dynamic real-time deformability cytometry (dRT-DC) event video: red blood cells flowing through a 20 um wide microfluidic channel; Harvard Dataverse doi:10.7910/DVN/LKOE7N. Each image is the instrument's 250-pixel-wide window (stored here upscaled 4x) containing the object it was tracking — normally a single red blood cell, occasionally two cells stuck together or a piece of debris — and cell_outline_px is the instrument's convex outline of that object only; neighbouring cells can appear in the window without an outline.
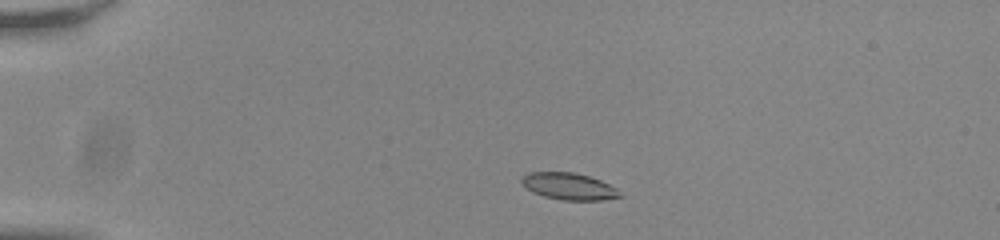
{"species": "common noctule bat (a hibernating species)", "species_latin": "Nyctalus noctula", "temperature_condition": "room temperature", "stored_images_in_passage": 49, "camera_frame_rate_fps": 3000, "um_per_image_px": 0.085, "animal": {"sex": "male", "body_mass_g": 20.0, "forearm_length_mm": 53.3}, "frame": {"image": 1, "passage_image": 7, "time_ms": 2.0, "image_size_px": [1000, 240], "cell_outline_px": [[624, 196], [600, 200], [560, 200], [544, 196], [532, 192], [520, 180], [528, 172], [572, 172], [588, 176], [600, 180], [616, 188]], "centroid_in_image_um": [48.37, 15.84], "position_along_channel_um": 36.6, "area_um2": 15.2}}
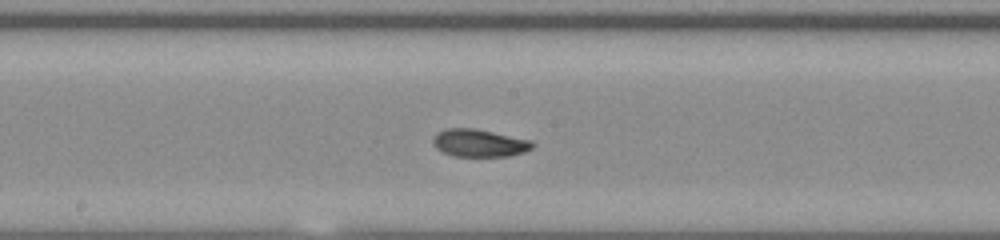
{"frame": {"image": 2, "passage_image": 25, "time_ms": 8.0, "image_size_px": [1000, 240], "cell_outline_px": [[536, 144], [532, 148], [524, 152], [512, 156], [452, 156], [436, 148], [432, 144], [432, 140], [436, 132], [444, 128], [472, 128], [532, 140]], "centroid_in_image_um": [40.73, 12.16], "position_along_channel_um": 207.5, "area_um2": 16.13}}
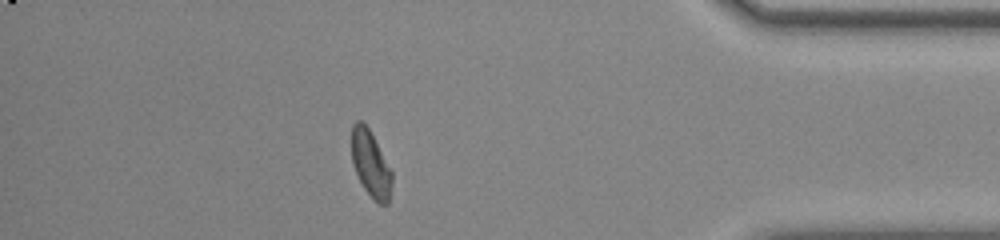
{"frame": {"image": 3, "passage_image": 43, "time_ms": 14.0, "image_size_px": [1000, 240], "cell_outline_px": [[392, 184], [388, 204], [380, 204], [364, 188], [352, 164], [352, 124], [356, 120], [360, 120], [368, 128], [392, 172]], "centroid_in_image_um": [31.5, 13.93], "position_along_channel_um": 403.7, "area_um2": 15.14}, "authors_computed_cell_mechanics": {"area_um2": 15.7794, "velocity_mm_per_s": 3.8167, "shape_relaxation_time_tau1_ms": 6.0224, "shape_relaxation_time_tau2_ms": null, "deformation_change_tau1": 0.1615, "deformation_change_tau2": null}}